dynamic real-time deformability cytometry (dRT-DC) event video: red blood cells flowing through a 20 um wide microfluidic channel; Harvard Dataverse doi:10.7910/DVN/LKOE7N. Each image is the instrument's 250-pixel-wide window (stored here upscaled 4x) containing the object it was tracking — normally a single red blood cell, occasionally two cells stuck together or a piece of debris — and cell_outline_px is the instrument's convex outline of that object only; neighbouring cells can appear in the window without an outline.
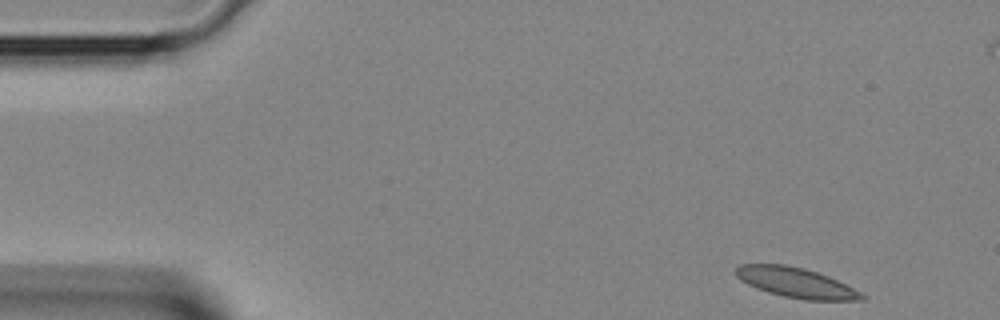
{"species": "Egyptian fruit bat (a non-hibernating species)", "species_latin": "Rousettus aegyptiacus", "temperature_condition": "room temperature", "stored_images_in_passage": 4, "segment_of_instrument_passage": [2, 2], "camera_frame_rate_fps": 3000, "um_per_image_px": 0.085, "animal": {"sex": "female"}, "frame": {"image": 1, "passage_image": 4, "time_ms": 1.0, "image_size_px": [1000, 320], "cell_outline_px": [[864, 300], [804, 300], [784, 296], [768, 292], [756, 288], [740, 280], [736, 276], [736, 268], [740, 264], [784, 264], [804, 268], [828, 276], [860, 292], [864, 296]], "centroid_in_image_um": [67.62, 24.02], "position_along_channel_um": 17.4, "area_um2": 21.73}}